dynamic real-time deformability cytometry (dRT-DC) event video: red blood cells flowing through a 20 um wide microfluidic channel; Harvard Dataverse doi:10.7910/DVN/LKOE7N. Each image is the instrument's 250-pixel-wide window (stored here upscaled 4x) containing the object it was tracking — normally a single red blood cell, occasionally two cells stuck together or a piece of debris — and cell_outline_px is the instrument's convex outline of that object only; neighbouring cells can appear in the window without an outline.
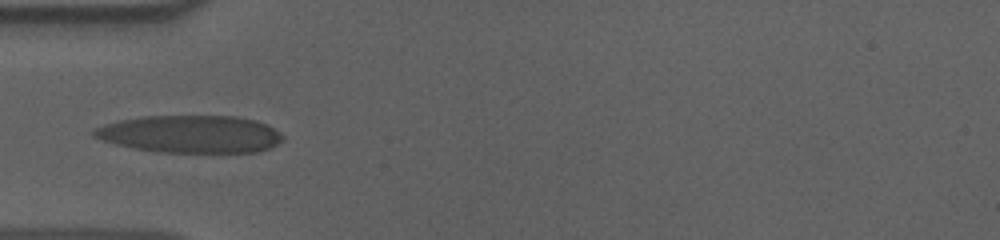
{"species": "human", "species_latin": "Homo sapiens", "temperature_condition": "cold", "stored_images_in_passage": 36, "camera_frame_rate_fps": 3000, "um_per_image_px": 0.085, "donor": {"sex": "male"}, "frame": {"image": 1, "passage_image": 1, "time_ms": 0.0, "image_size_px": [1000, 240], "cell_outline_px": [[284, 140], [268, 148], [256, 152], [156, 152], [132, 148], [116, 144], [92, 136], [92, 132], [96, 128], [104, 124], [120, 120], [144, 116], [236, 116], [256, 120], [268, 124], [280, 132], [284, 136]], "centroid_in_image_um": [16.21, 11.39], "position_along_channel_um": 68.8, "area_um2": 41.33}}
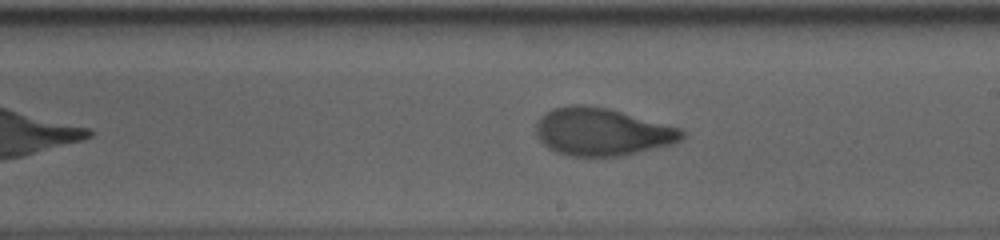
{"frame": {"image": 2, "passage_image": 15, "time_ms": 4.667, "image_size_px": [1000, 240], "cell_outline_px": [[688, 132], [680, 140], [672, 144], [620, 156], [568, 156], [556, 152], [548, 148], [536, 136], [536, 120], [540, 116], [552, 108], [568, 104], [588, 104], [608, 108], [684, 128]], "centroid_in_image_um": [51.17, 11.18], "position_along_channel_um": 237.8, "area_um2": 41.1}}
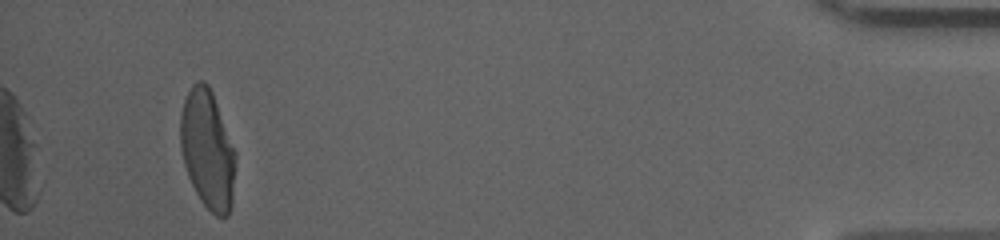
{"frame": {"image": 3, "passage_image": 36, "time_ms": 11.667, "image_size_px": [1000, 240], "cell_outline_px": [[236, 156], [232, 208], [228, 216], [216, 216], [200, 200], [188, 176], [184, 164], [180, 148], [180, 112], [184, 100], [192, 84], [196, 80], [204, 80], [208, 84], [212, 92], [236, 152]], "centroid_in_image_um": [17.64, 12.7], "position_along_channel_um": 417.6, "area_um2": 38.44}, "authors_computed_cell_mechanics": {"area_um2": 40.2577, "velocity_mm_per_s": 3.6192, "shape_relaxation_time_tau1_ms": 6.4243, "shape_relaxation_time_tau2_ms": 1.1824, "deformation_change_tau1": 0.2278, "deformation_change_tau2": 0.07}}